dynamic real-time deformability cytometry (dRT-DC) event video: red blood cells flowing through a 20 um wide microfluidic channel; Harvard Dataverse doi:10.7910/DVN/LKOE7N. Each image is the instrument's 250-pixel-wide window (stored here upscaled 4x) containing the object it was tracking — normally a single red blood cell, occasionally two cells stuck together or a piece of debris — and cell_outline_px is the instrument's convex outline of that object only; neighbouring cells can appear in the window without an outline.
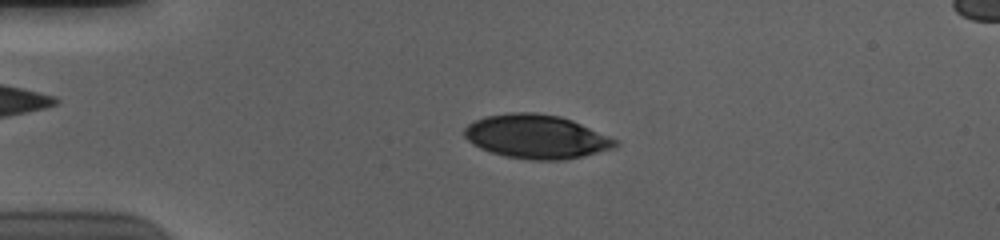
{"species": "human", "species_latin": "Homo sapiens", "temperature_condition": "cold", "stored_images_in_passage": 55, "camera_frame_rate_fps": 3000, "um_per_image_px": 0.085, "donor": {"sex": "male"}, "frame": {"image": 1, "passage_image": 13, "time_ms": 4.0, "image_size_px": [1000, 240], "cell_outline_px": [[620, 144], [616, 148], [584, 156], [564, 160], [532, 160], [504, 156], [480, 148], [472, 144], [464, 136], [464, 128], [468, 124], [484, 116], [512, 112], [536, 112], [560, 116], [572, 120], [616, 140]], "centroid_in_image_um": [45.58, 11.62], "position_along_channel_um": 39.4, "area_um2": 38.61}}
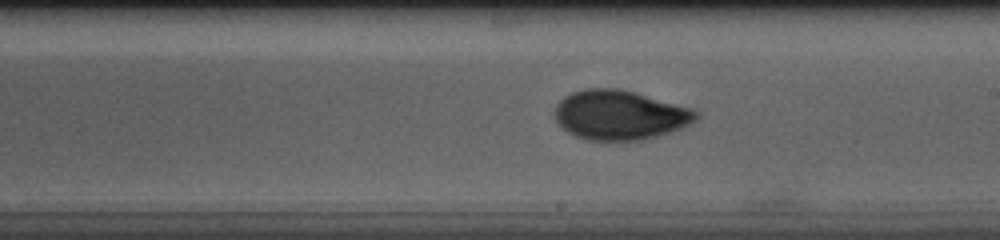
{"frame": {"image": 2, "passage_image": 32, "time_ms": 10.333, "image_size_px": [1000, 240], "cell_outline_px": [[700, 116], [696, 120], [680, 128], [656, 136], [640, 140], [588, 140], [576, 136], [568, 132], [556, 120], [556, 104], [564, 96], [572, 92], [584, 88], [616, 88], [632, 92], [692, 108], [700, 112]], "centroid_in_image_um": [52.68, 9.77], "position_along_channel_um": 236.3, "area_um2": 40.34}}
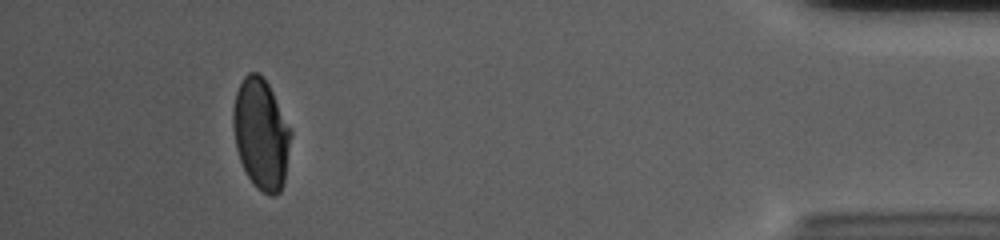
{"frame": {"image": 3, "passage_image": 51, "time_ms": 16.667, "image_size_px": [1000, 240], "cell_outline_px": [[292, 132], [284, 184], [280, 192], [272, 196], [268, 196], [256, 188], [248, 176], [240, 160], [236, 148], [232, 124], [232, 112], [236, 92], [244, 76], [248, 72], [256, 72], [268, 84]], "centroid_in_image_um": [22.18, 11.43], "position_along_channel_um": 413.0, "area_um2": 37.11}, "authors_computed_cell_mechanics": {"area_um2": 39.1884, "velocity_mm_per_s": 3.7033, "shape_relaxation_time_tau1_ms": 4.488, "shape_relaxation_time_tau2_ms": 1.2641, "deformation_change_tau1": 0.1564, "deformation_change_tau2": 0.0513}}